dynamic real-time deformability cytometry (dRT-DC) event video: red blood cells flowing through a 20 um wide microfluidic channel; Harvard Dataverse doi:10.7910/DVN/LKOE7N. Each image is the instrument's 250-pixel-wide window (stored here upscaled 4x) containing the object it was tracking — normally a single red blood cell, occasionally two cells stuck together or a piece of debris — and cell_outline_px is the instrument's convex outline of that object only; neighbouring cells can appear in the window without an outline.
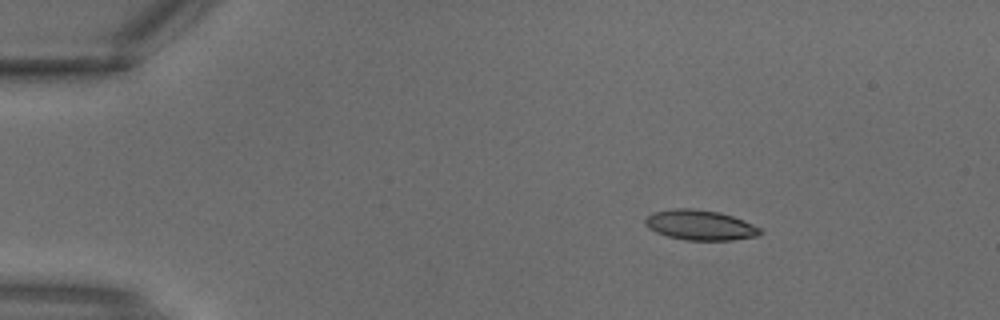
{"species": "common noctule bat (a hibernating species)", "species_latin": "Nyctalus noctula", "temperature_condition": "warm", "stored_images_in_passage": 2, "camera_frame_rate_fps": 3000, "um_per_image_px": 0.085, "animal": {"sex": "male", "body_mass_g": 18.8}, "frame": {"image": 1, "passage_image": 1, "time_ms": 0.0, "image_size_px": [1000, 320], "cell_outline_px": [[764, 232], [756, 236], [732, 240], [684, 240], [668, 236], [656, 232], [648, 228], [644, 224], [644, 220], [652, 212], [672, 208], [692, 208], [720, 212], [744, 220], [760, 228]], "centroid_in_image_um": [59.49, 19.12], "position_along_channel_um": 25.5, "area_um2": 20.29}}